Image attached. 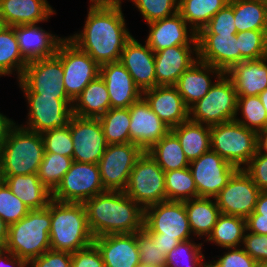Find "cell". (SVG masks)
I'll use <instances>...</instances> for the list:
<instances>
[{
  "instance_id": "obj_64",
  "label": "cell",
  "mask_w": 267,
  "mask_h": 267,
  "mask_svg": "<svg viewBox=\"0 0 267 267\" xmlns=\"http://www.w3.org/2000/svg\"><path fill=\"white\" fill-rule=\"evenodd\" d=\"M5 183V178H4V173H3V169H2V163H1V159H0V186Z\"/></svg>"
},
{
  "instance_id": "obj_34",
  "label": "cell",
  "mask_w": 267,
  "mask_h": 267,
  "mask_svg": "<svg viewBox=\"0 0 267 267\" xmlns=\"http://www.w3.org/2000/svg\"><path fill=\"white\" fill-rule=\"evenodd\" d=\"M237 32L267 30V0H231Z\"/></svg>"
},
{
  "instance_id": "obj_27",
  "label": "cell",
  "mask_w": 267,
  "mask_h": 267,
  "mask_svg": "<svg viewBox=\"0 0 267 267\" xmlns=\"http://www.w3.org/2000/svg\"><path fill=\"white\" fill-rule=\"evenodd\" d=\"M54 13L47 0H0V21L4 26L38 24Z\"/></svg>"
},
{
  "instance_id": "obj_19",
  "label": "cell",
  "mask_w": 267,
  "mask_h": 267,
  "mask_svg": "<svg viewBox=\"0 0 267 267\" xmlns=\"http://www.w3.org/2000/svg\"><path fill=\"white\" fill-rule=\"evenodd\" d=\"M198 60L223 73L240 63L236 34H197Z\"/></svg>"
},
{
  "instance_id": "obj_25",
  "label": "cell",
  "mask_w": 267,
  "mask_h": 267,
  "mask_svg": "<svg viewBox=\"0 0 267 267\" xmlns=\"http://www.w3.org/2000/svg\"><path fill=\"white\" fill-rule=\"evenodd\" d=\"M100 77L106 83L111 108H129L143 96L120 61L101 65Z\"/></svg>"
},
{
  "instance_id": "obj_51",
  "label": "cell",
  "mask_w": 267,
  "mask_h": 267,
  "mask_svg": "<svg viewBox=\"0 0 267 267\" xmlns=\"http://www.w3.org/2000/svg\"><path fill=\"white\" fill-rule=\"evenodd\" d=\"M244 170L261 191H267V155L257 150Z\"/></svg>"
},
{
  "instance_id": "obj_43",
  "label": "cell",
  "mask_w": 267,
  "mask_h": 267,
  "mask_svg": "<svg viewBox=\"0 0 267 267\" xmlns=\"http://www.w3.org/2000/svg\"><path fill=\"white\" fill-rule=\"evenodd\" d=\"M240 63L244 60L267 57V30H246L236 33Z\"/></svg>"
},
{
  "instance_id": "obj_62",
  "label": "cell",
  "mask_w": 267,
  "mask_h": 267,
  "mask_svg": "<svg viewBox=\"0 0 267 267\" xmlns=\"http://www.w3.org/2000/svg\"><path fill=\"white\" fill-rule=\"evenodd\" d=\"M260 97L261 103L263 104L267 112V89L258 95Z\"/></svg>"
},
{
  "instance_id": "obj_61",
  "label": "cell",
  "mask_w": 267,
  "mask_h": 267,
  "mask_svg": "<svg viewBox=\"0 0 267 267\" xmlns=\"http://www.w3.org/2000/svg\"><path fill=\"white\" fill-rule=\"evenodd\" d=\"M91 5L121 6V0H90Z\"/></svg>"
},
{
  "instance_id": "obj_38",
  "label": "cell",
  "mask_w": 267,
  "mask_h": 267,
  "mask_svg": "<svg viewBox=\"0 0 267 267\" xmlns=\"http://www.w3.org/2000/svg\"><path fill=\"white\" fill-rule=\"evenodd\" d=\"M246 219L240 216L220 214L206 241L222 248H236L243 242Z\"/></svg>"
},
{
  "instance_id": "obj_2",
  "label": "cell",
  "mask_w": 267,
  "mask_h": 267,
  "mask_svg": "<svg viewBox=\"0 0 267 267\" xmlns=\"http://www.w3.org/2000/svg\"><path fill=\"white\" fill-rule=\"evenodd\" d=\"M93 237L136 233L143 229L144 209L124 191L97 194L84 203Z\"/></svg>"
},
{
  "instance_id": "obj_7",
  "label": "cell",
  "mask_w": 267,
  "mask_h": 267,
  "mask_svg": "<svg viewBox=\"0 0 267 267\" xmlns=\"http://www.w3.org/2000/svg\"><path fill=\"white\" fill-rule=\"evenodd\" d=\"M210 140L211 150L237 169H244L257 152V132L235 120L210 126Z\"/></svg>"
},
{
  "instance_id": "obj_32",
  "label": "cell",
  "mask_w": 267,
  "mask_h": 267,
  "mask_svg": "<svg viewBox=\"0 0 267 267\" xmlns=\"http://www.w3.org/2000/svg\"><path fill=\"white\" fill-rule=\"evenodd\" d=\"M189 162L211 149L210 126L187 120L171 129Z\"/></svg>"
},
{
  "instance_id": "obj_15",
  "label": "cell",
  "mask_w": 267,
  "mask_h": 267,
  "mask_svg": "<svg viewBox=\"0 0 267 267\" xmlns=\"http://www.w3.org/2000/svg\"><path fill=\"white\" fill-rule=\"evenodd\" d=\"M261 190L244 169H237L215 197L220 213L247 218L255 209Z\"/></svg>"
},
{
  "instance_id": "obj_36",
  "label": "cell",
  "mask_w": 267,
  "mask_h": 267,
  "mask_svg": "<svg viewBox=\"0 0 267 267\" xmlns=\"http://www.w3.org/2000/svg\"><path fill=\"white\" fill-rule=\"evenodd\" d=\"M228 0H179L178 13L198 34Z\"/></svg>"
},
{
  "instance_id": "obj_54",
  "label": "cell",
  "mask_w": 267,
  "mask_h": 267,
  "mask_svg": "<svg viewBox=\"0 0 267 267\" xmlns=\"http://www.w3.org/2000/svg\"><path fill=\"white\" fill-rule=\"evenodd\" d=\"M228 251L215 260L219 267H256L257 262L243 248H229Z\"/></svg>"
},
{
  "instance_id": "obj_35",
  "label": "cell",
  "mask_w": 267,
  "mask_h": 267,
  "mask_svg": "<svg viewBox=\"0 0 267 267\" xmlns=\"http://www.w3.org/2000/svg\"><path fill=\"white\" fill-rule=\"evenodd\" d=\"M147 153L165 172L189 167L190 162L184 154L180 141L171 130Z\"/></svg>"
},
{
  "instance_id": "obj_18",
  "label": "cell",
  "mask_w": 267,
  "mask_h": 267,
  "mask_svg": "<svg viewBox=\"0 0 267 267\" xmlns=\"http://www.w3.org/2000/svg\"><path fill=\"white\" fill-rule=\"evenodd\" d=\"M130 140L147 152L160 141L171 129L151 110L146 100L141 97L129 107Z\"/></svg>"
},
{
  "instance_id": "obj_59",
  "label": "cell",
  "mask_w": 267,
  "mask_h": 267,
  "mask_svg": "<svg viewBox=\"0 0 267 267\" xmlns=\"http://www.w3.org/2000/svg\"><path fill=\"white\" fill-rule=\"evenodd\" d=\"M257 150L267 155V128L257 133Z\"/></svg>"
},
{
  "instance_id": "obj_65",
  "label": "cell",
  "mask_w": 267,
  "mask_h": 267,
  "mask_svg": "<svg viewBox=\"0 0 267 267\" xmlns=\"http://www.w3.org/2000/svg\"><path fill=\"white\" fill-rule=\"evenodd\" d=\"M256 267H267V263H257Z\"/></svg>"
},
{
  "instance_id": "obj_52",
  "label": "cell",
  "mask_w": 267,
  "mask_h": 267,
  "mask_svg": "<svg viewBox=\"0 0 267 267\" xmlns=\"http://www.w3.org/2000/svg\"><path fill=\"white\" fill-rule=\"evenodd\" d=\"M29 265H31V267H71L72 254L49 249L42 255L31 260L28 263V267Z\"/></svg>"
},
{
  "instance_id": "obj_29",
  "label": "cell",
  "mask_w": 267,
  "mask_h": 267,
  "mask_svg": "<svg viewBox=\"0 0 267 267\" xmlns=\"http://www.w3.org/2000/svg\"><path fill=\"white\" fill-rule=\"evenodd\" d=\"M238 97L258 96L267 89V57L244 60L225 73Z\"/></svg>"
},
{
  "instance_id": "obj_21",
  "label": "cell",
  "mask_w": 267,
  "mask_h": 267,
  "mask_svg": "<svg viewBox=\"0 0 267 267\" xmlns=\"http://www.w3.org/2000/svg\"><path fill=\"white\" fill-rule=\"evenodd\" d=\"M120 62L141 92L158 86L154 51L147 44L142 45L132 37L122 51Z\"/></svg>"
},
{
  "instance_id": "obj_33",
  "label": "cell",
  "mask_w": 267,
  "mask_h": 267,
  "mask_svg": "<svg viewBox=\"0 0 267 267\" xmlns=\"http://www.w3.org/2000/svg\"><path fill=\"white\" fill-rule=\"evenodd\" d=\"M198 197L185 201V208L188 215L189 226L195 236L205 235L207 238L221 214L216 199Z\"/></svg>"
},
{
  "instance_id": "obj_22",
  "label": "cell",
  "mask_w": 267,
  "mask_h": 267,
  "mask_svg": "<svg viewBox=\"0 0 267 267\" xmlns=\"http://www.w3.org/2000/svg\"><path fill=\"white\" fill-rule=\"evenodd\" d=\"M93 243L99 249L106 267L140 266L137 232L95 237Z\"/></svg>"
},
{
  "instance_id": "obj_41",
  "label": "cell",
  "mask_w": 267,
  "mask_h": 267,
  "mask_svg": "<svg viewBox=\"0 0 267 267\" xmlns=\"http://www.w3.org/2000/svg\"><path fill=\"white\" fill-rule=\"evenodd\" d=\"M72 163L73 158L56 153H44L37 173L41 183L53 192L60 184L65 173L70 169Z\"/></svg>"
},
{
  "instance_id": "obj_10",
  "label": "cell",
  "mask_w": 267,
  "mask_h": 267,
  "mask_svg": "<svg viewBox=\"0 0 267 267\" xmlns=\"http://www.w3.org/2000/svg\"><path fill=\"white\" fill-rule=\"evenodd\" d=\"M55 55L62 63L66 95L74 102L83 89L100 75V65L68 38L60 43Z\"/></svg>"
},
{
  "instance_id": "obj_28",
  "label": "cell",
  "mask_w": 267,
  "mask_h": 267,
  "mask_svg": "<svg viewBox=\"0 0 267 267\" xmlns=\"http://www.w3.org/2000/svg\"><path fill=\"white\" fill-rule=\"evenodd\" d=\"M209 73L212 75L215 73L217 79L224 74L220 69L197 60L184 71L174 85L188 108L205 97L215 84L211 81Z\"/></svg>"
},
{
  "instance_id": "obj_53",
  "label": "cell",
  "mask_w": 267,
  "mask_h": 267,
  "mask_svg": "<svg viewBox=\"0 0 267 267\" xmlns=\"http://www.w3.org/2000/svg\"><path fill=\"white\" fill-rule=\"evenodd\" d=\"M71 267H106L97 246L91 245L72 254Z\"/></svg>"
},
{
  "instance_id": "obj_16",
  "label": "cell",
  "mask_w": 267,
  "mask_h": 267,
  "mask_svg": "<svg viewBox=\"0 0 267 267\" xmlns=\"http://www.w3.org/2000/svg\"><path fill=\"white\" fill-rule=\"evenodd\" d=\"M198 197L215 198L226 186L237 168L213 150L202 154L189 163Z\"/></svg>"
},
{
  "instance_id": "obj_30",
  "label": "cell",
  "mask_w": 267,
  "mask_h": 267,
  "mask_svg": "<svg viewBox=\"0 0 267 267\" xmlns=\"http://www.w3.org/2000/svg\"><path fill=\"white\" fill-rule=\"evenodd\" d=\"M5 183L30 210L43 209L52 200V192L40 181L38 174L4 176Z\"/></svg>"
},
{
  "instance_id": "obj_63",
  "label": "cell",
  "mask_w": 267,
  "mask_h": 267,
  "mask_svg": "<svg viewBox=\"0 0 267 267\" xmlns=\"http://www.w3.org/2000/svg\"><path fill=\"white\" fill-rule=\"evenodd\" d=\"M204 260L202 261L200 267H219L218 264L215 262V260L213 262L209 261L210 263H203Z\"/></svg>"
},
{
  "instance_id": "obj_13",
  "label": "cell",
  "mask_w": 267,
  "mask_h": 267,
  "mask_svg": "<svg viewBox=\"0 0 267 267\" xmlns=\"http://www.w3.org/2000/svg\"><path fill=\"white\" fill-rule=\"evenodd\" d=\"M143 150L134 143L108 145L98 162L102 186L105 190L124 191L130 173Z\"/></svg>"
},
{
  "instance_id": "obj_56",
  "label": "cell",
  "mask_w": 267,
  "mask_h": 267,
  "mask_svg": "<svg viewBox=\"0 0 267 267\" xmlns=\"http://www.w3.org/2000/svg\"><path fill=\"white\" fill-rule=\"evenodd\" d=\"M28 264L11 251L0 248V267H27Z\"/></svg>"
},
{
  "instance_id": "obj_6",
  "label": "cell",
  "mask_w": 267,
  "mask_h": 267,
  "mask_svg": "<svg viewBox=\"0 0 267 267\" xmlns=\"http://www.w3.org/2000/svg\"><path fill=\"white\" fill-rule=\"evenodd\" d=\"M45 149L40 133L14 125L0 150L4 176L38 173Z\"/></svg>"
},
{
  "instance_id": "obj_4",
  "label": "cell",
  "mask_w": 267,
  "mask_h": 267,
  "mask_svg": "<svg viewBox=\"0 0 267 267\" xmlns=\"http://www.w3.org/2000/svg\"><path fill=\"white\" fill-rule=\"evenodd\" d=\"M143 230L158 243L163 253L191 239L185 201H163L144 208Z\"/></svg>"
},
{
  "instance_id": "obj_17",
  "label": "cell",
  "mask_w": 267,
  "mask_h": 267,
  "mask_svg": "<svg viewBox=\"0 0 267 267\" xmlns=\"http://www.w3.org/2000/svg\"><path fill=\"white\" fill-rule=\"evenodd\" d=\"M70 133L74 146L73 161L98 164L108 146L99 119L73 115Z\"/></svg>"
},
{
  "instance_id": "obj_1",
  "label": "cell",
  "mask_w": 267,
  "mask_h": 267,
  "mask_svg": "<svg viewBox=\"0 0 267 267\" xmlns=\"http://www.w3.org/2000/svg\"><path fill=\"white\" fill-rule=\"evenodd\" d=\"M83 31L68 39L100 66L120 61L133 37L126 28L121 6L90 5Z\"/></svg>"
},
{
  "instance_id": "obj_23",
  "label": "cell",
  "mask_w": 267,
  "mask_h": 267,
  "mask_svg": "<svg viewBox=\"0 0 267 267\" xmlns=\"http://www.w3.org/2000/svg\"><path fill=\"white\" fill-rule=\"evenodd\" d=\"M151 110L170 129L189 120V108L174 85L156 86L142 92Z\"/></svg>"
},
{
  "instance_id": "obj_45",
  "label": "cell",
  "mask_w": 267,
  "mask_h": 267,
  "mask_svg": "<svg viewBox=\"0 0 267 267\" xmlns=\"http://www.w3.org/2000/svg\"><path fill=\"white\" fill-rule=\"evenodd\" d=\"M30 208L11 192L6 183L0 186V217L10 226L25 217Z\"/></svg>"
},
{
  "instance_id": "obj_11",
  "label": "cell",
  "mask_w": 267,
  "mask_h": 267,
  "mask_svg": "<svg viewBox=\"0 0 267 267\" xmlns=\"http://www.w3.org/2000/svg\"><path fill=\"white\" fill-rule=\"evenodd\" d=\"M63 67L56 56L28 62L19 79V86L25 94L55 96L56 99H69L63 83Z\"/></svg>"
},
{
  "instance_id": "obj_50",
  "label": "cell",
  "mask_w": 267,
  "mask_h": 267,
  "mask_svg": "<svg viewBox=\"0 0 267 267\" xmlns=\"http://www.w3.org/2000/svg\"><path fill=\"white\" fill-rule=\"evenodd\" d=\"M241 244H244V251L257 263H267V234L259 235L245 231Z\"/></svg>"
},
{
  "instance_id": "obj_57",
  "label": "cell",
  "mask_w": 267,
  "mask_h": 267,
  "mask_svg": "<svg viewBox=\"0 0 267 267\" xmlns=\"http://www.w3.org/2000/svg\"><path fill=\"white\" fill-rule=\"evenodd\" d=\"M15 125L14 121L0 113V150L7 140L11 128Z\"/></svg>"
},
{
  "instance_id": "obj_47",
  "label": "cell",
  "mask_w": 267,
  "mask_h": 267,
  "mask_svg": "<svg viewBox=\"0 0 267 267\" xmlns=\"http://www.w3.org/2000/svg\"><path fill=\"white\" fill-rule=\"evenodd\" d=\"M147 24L170 17L178 12L179 0H131Z\"/></svg>"
},
{
  "instance_id": "obj_46",
  "label": "cell",
  "mask_w": 267,
  "mask_h": 267,
  "mask_svg": "<svg viewBox=\"0 0 267 267\" xmlns=\"http://www.w3.org/2000/svg\"><path fill=\"white\" fill-rule=\"evenodd\" d=\"M44 153H56L73 158V140L70 133V123L67 127L55 128L43 132Z\"/></svg>"
},
{
  "instance_id": "obj_49",
  "label": "cell",
  "mask_w": 267,
  "mask_h": 267,
  "mask_svg": "<svg viewBox=\"0 0 267 267\" xmlns=\"http://www.w3.org/2000/svg\"><path fill=\"white\" fill-rule=\"evenodd\" d=\"M233 6L227 3L198 34H236Z\"/></svg>"
},
{
  "instance_id": "obj_37",
  "label": "cell",
  "mask_w": 267,
  "mask_h": 267,
  "mask_svg": "<svg viewBox=\"0 0 267 267\" xmlns=\"http://www.w3.org/2000/svg\"><path fill=\"white\" fill-rule=\"evenodd\" d=\"M28 62L23 58L17 37L15 26H0V76L12 74L13 70L21 78Z\"/></svg>"
},
{
  "instance_id": "obj_55",
  "label": "cell",
  "mask_w": 267,
  "mask_h": 267,
  "mask_svg": "<svg viewBox=\"0 0 267 267\" xmlns=\"http://www.w3.org/2000/svg\"><path fill=\"white\" fill-rule=\"evenodd\" d=\"M246 231L263 235L267 234V217L261 214H250L246 218Z\"/></svg>"
},
{
  "instance_id": "obj_12",
  "label": "cell",
  "mask_w": 267,
  "mask_h": 267,
  "mask_svg": "<svg viewBox=\"0 0 267 267\" xmlns=\"http://www.w3.org/2000/svg\"><path fill=\"white\" fill-rule=\"evenodd\" d=\"M105 191L98 164L73 161L60 184L52 192V199L60 202L84 203Z\"/></svg>"
},
{
  "instance_id": "obj_3",
  "label": "cell",
  "mask_w": 267,
  "mask_h": 267,
  "mask_svg": "<svg viewBox=\"0 0 267 267\" xmlns=\"http://www.w3.org/2000/svg\"><path fill=\"white\" fill-rule=\"evenodd\" d=\"M49 238L52 250L71 254L91 245L94 237L84 204L52 199Z\"/></svg>"
},
{
  "instance_id": "obj_26",
  "label": "cell",
  "mask_w": 267,
  "mask_h": 267,
  "mask_svg": "<svg viewBox=\"0 0 267 267\" xmlns=\"http://www.w3.org/2000/svg\"><path fill=\"white\" fill-rule=\"evenodd\" d=\"M15 34L20 52L27 62L54 56L65 39L46 32L36 24L17 25Z\"/></svg>"
},
{
  "instance_id": "obj_31",
  "label": "cell",
  "mask_w": 267,
  "mask_h": 267,
  "mask_svg": "<svg viewBox=\"0 0 267 267\" xmlns=\"http://www.w3.org/2000/svg\"><path fill=\"white\" fill-rule=\"evenodd\" d=\"M110 108L108 89L100 75L73 102V114L79 117L98 118Z\"/></svg>"
},
{
  "instance_id": "obj_24",
  "label": "cell",
  "mask_w": 267,
  "mask_h": 267,
  "mask_svg": "<svg viewBox=\"0 0 267 267\" xmlns=\"http://www.w3.org/2000/svg\"><path fill=\"white\" fill-rule=\"evenodd\" d=\"M176 45L154 52L156 84L175 85L180 76L198 60V47ZM195 52L196 58L192 57Z\"/></svg>"
},
{
  "instance_id": "obj_14",
  "label": "cell",
  "mask_w": 267,
  "mask_h": 267,
  "mask_svg": "<svg viewBox=\"0 0 267 267\" xmlns=\"http://www.w3.org/2000/svg\"><path fill=\"white\" fill-rule=\"evenodd\" d=\"M29 104L28 122L24 127L42 134L55 128L67 127L73 117V102L55 96L25 94Z\"/></svg>"
},
{
  "instance_id": "obj_60",
  "label": "cell",
  "mask_w": 267,
  "mask_h": 267,
  "mask_svg": "<svg viewBox=\"0 0 267 267\" xmlns=\"http://www.w3.org/2000/svg\"><path fill=\"white\" fill-rule=\"evenodd\" d=\"M9 225L0 217V248H4L8 240Z\"/></svg>"
},
{
  "instance_id": "obj_39",
  "label": "cell",
  "mask_w": 267,
  "mask_h": 267,
  "mask_svg": "<svg viewBox=\"0 0 267 267\" xmlns=\"http://www.w3.org/2000/svg\"><path fill=\"white\" fill-rule=\"evenodd\" d=\"M98 119L108 145L131 143L129 108H110Z\"/></svg>"
},
{
  "instance_id": "obj_8",
  "label": "cell",
  "mask_w": 267,
  "mask_h": 267,
  "mask_svg": "<svg viewBox=\"0 0 267 267\" xmlns=\"http://www.w3.org/2000/svg\"><path fill=\"white\" fill-rule=\"evenodd\" d=\"M238 95L232 80L224 73L205 97L189 108V120L212 126L237 116Z\"/></svg>"
},
{
  "instance_id": "obj_5",
  "label": "cell",
  "mask_w": 267,
  "mask_h": 267,
  "mask_svg": "<svg viewBox=\"0 0 267 267\" xmlns=\"http://www.w3.org/2000/svg\"><path fill=\"white\" fill-rule=\"evenodd\" d=\"M51 201L43 209L30 210L17 223L11 224L4 248L23 259L27 264L51 249Z\"/></svg>"
},
{
  "instance_id": "obj_20",
  "label": "cell",
  "mask_w": 267,
  "mask_h": 267,
  "mask_svg": "<svg viewBox=\"0 0 267 267\" xmlns=\"http://www.w3.org/2000/svg\"><path fill=\"white\" fill-rule=\"evenodd\" d=\"M187 25L178 12L170 17L150 22L148 23L150 31L145 43L154 52L176 45L193 44V48L198 47L197 34L193 30H187Z\"/></svg>"
},
{
  "instance_id": "obj_58",
  "label": "cell",
  "mask_w": 267,
  "mask_h": 267,
  "mask_svg": "<svg viewBox=\"0 0 267 267\" xmlns=\"http://www.w3.org/2000/svg\"><path fill=\"white\" fill-rule=\"evenodd\" d=\"M251 214H261L262 217H267V191L259 193L255 209Z\"/></svg>"
},
{
  "instance_id": "obj_48",
  "label": "cell",
  "mask_w": 267,
  "mask_h": 267,
  "mask_svg": "<svg viewBox=\"0 0 267 267\" xmlns=\"http://www.w3.org/2000/svg\"><path fill=\"white\" fill-rule=\"evenodd\" d=\"M137 244L140 254V266H166V255L158 243H154L153 239L143 229L137 232Z\"/></svg>"
},
{
  "instance_id": "obj_9",
  "label": "cell",
  "mask_w": 267,
  "mask_h": 267,
  "mask_svg": "<svg viewBox=\"0 0 267 267\" xmlns=\"http://www.w3.org/2000/svg\"><path fill=\"white\" fill-rule=\"evenodd\" d=\"M124 193L143 209L167 200L165 171L147 152L135 162Z\"/></svg>"
},
{
  "instance_id": "obj_42",
  "label": "cell",
  "mask_w": 267,
  "mask_h": 267,
  "mask_svg": "<svg viewBox=\"0 0 267 267\" xmlns=\"http://www.w3.org/2000/svg\"><path fill=\"white\" fill-rule=\"evenodd\" d=\"M240 109L244 119L236 116L235 121L257 133L267 128V112L259 96L238 97L237 114Z\"/></svg>"
},
{
  "instance_id": "obj_40",
  "label": "cell",
  "mask_w": 267,
  "mask_h": 267,
  "mask_svg": "<svg viewBox=\"0 0 267 267\" xmlns=\"http://www.w3.org/2000/svg\"><path fill=\"white\" fill-rule=\"evenodd\" d=\"M168 201H186L198 198L197 187L189 167L165 172Z\"/></svg>"
},
{
  "instance_id": "obj_44",
  "label": "cell",
  "mask_w": 267,
  "mask_h": 267,
  "mask_svg": "<svg viewBox=\"0 0 267 267\" xmlns=\"http://www.w3.org/2000/svg\"><path fill=\"white\" fill-rule=\"evenodd\" d=\"M203 243L195 244L192 240H186L180 242L168 252L166 256V266L165 267H200L203 260H205L202 254ZM183 260L185 265L180 263ZM188 262V263H187ZM181 264L183 266H181Z\"/></svg>"
}]
</instances>
